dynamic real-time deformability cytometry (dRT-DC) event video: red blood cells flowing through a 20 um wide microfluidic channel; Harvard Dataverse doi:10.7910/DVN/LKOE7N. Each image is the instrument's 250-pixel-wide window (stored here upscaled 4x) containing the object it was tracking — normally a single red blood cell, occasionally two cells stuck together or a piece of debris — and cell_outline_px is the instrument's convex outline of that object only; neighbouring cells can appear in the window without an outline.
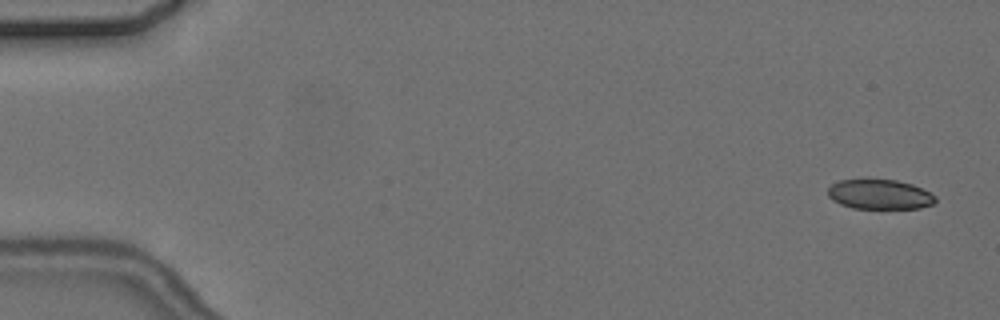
{"species": "common noctule bat (a hibernating species)", "species_latin": "Nyctalus noctula", "temperature_condition": "cold", "stored_images_in_passage": 5, "camera_frame_rate_fps": 3000, "um_per_image_px": 0.085, "animal": {"sex": "female", "body_mass_g": 24.6, "forearm_length_mm": 56.2}, "frame": {"image": 1, "passage_image": 1, "time_ms": 0.0, "image_size_px": [1000, 320], "cell_outline_px": [[936, 200], [932, 204], [920, 208], [852, 208], [840, 204], [832, 200], [828, 196], [828, 188], [832, 184], [840, 180], [896, 180], [912, 184], [936, 196]], "centroid_in_image_um": [74.75, 16.53], "position_along_channel_um": 10.2, "area_um2": 18.44}}
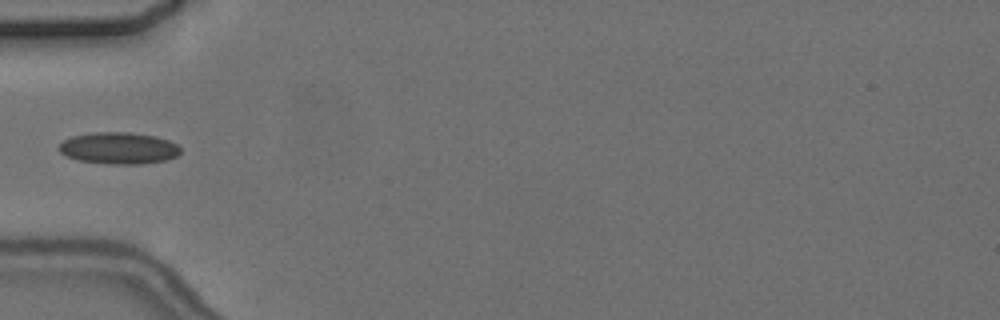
{"frame": {"image": 2, "passage_image": 5, "time_ms": 5.667, "image_size_px": [1000, 320], "cell_outline_px": [[180, 152], [176, 156], [168, 160], [140, 164], [108, 164], [76, 160], [60, 152], [60, 144], [64, 140], [72, 136], [92, 132], [128, 132], [156, 136], [168, 140], [176, 144], [180, 148]], "centroid_in_image_um": [10.1, 12.59], "position_along_channel_um": 74.9, "area_um2": 22.48}}